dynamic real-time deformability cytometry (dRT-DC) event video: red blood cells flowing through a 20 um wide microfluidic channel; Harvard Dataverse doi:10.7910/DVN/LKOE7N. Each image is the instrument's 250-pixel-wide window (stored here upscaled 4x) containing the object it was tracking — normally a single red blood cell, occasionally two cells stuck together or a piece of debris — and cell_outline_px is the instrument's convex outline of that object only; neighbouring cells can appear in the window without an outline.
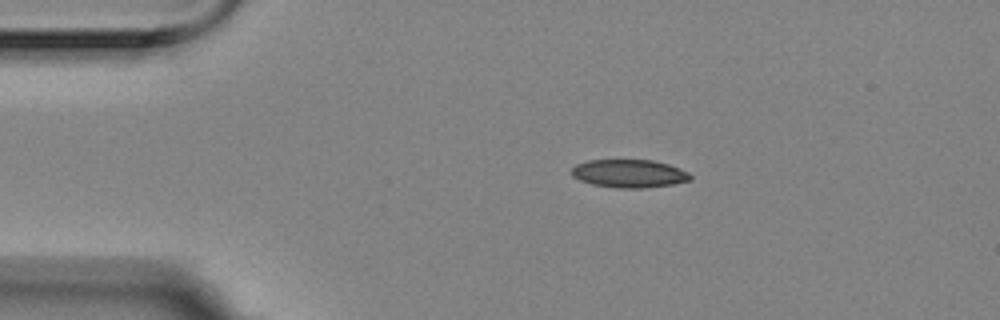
{"species": "Egyptian fruit bat (a non-hibernating species)", "species_latin": "Rousettus aegyptiacus", "temperature_condition": "room temperature", "stored_images_in_passage": 8, "camera_frame_rate_fps": 3000, "um_per_image_px": 0.085, "animal": {"sex": "female"}, "frame": {"image": 1, "passage_image": 1, "time_ms": 0.0, "image_size_px": [1000, 320], "cell_outline_px": [[692, 180], [672, 184], [640, 188], [620, 188], [592, 184], [580, 180], [572, 176], [572, 168], [576, 164], [588, 160], [652, 160], [668, 164], [680, 168], [688, 172], [692, 176]], "centroid_in_image_um": [53.49, 14.74], "position_along_channel_um": 31.5, "area_um2": 19.36}}
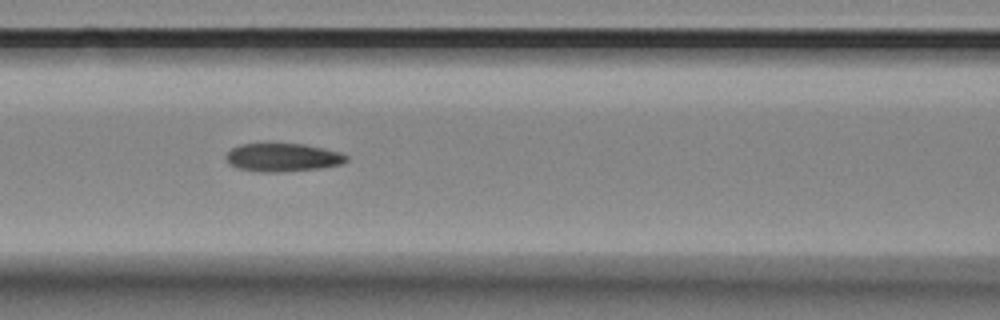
{"frame": {"image": 2, "passage_image": 5, "time_ms": 1.333, "image_size_px": [1000, 320], "cell_outline_px": [[348, 160], [344, 164], [320, 168], [280, 172], [260, 172], [236, 168], [228, 164], [224, 156], [232, 148], [240, 144], [304, 144], [340, 152], [348, 156]], "centroid_in_image_um": [24.02, 13.39], "position_along_channel_um": 142.6, "area_um2": 19.94}}
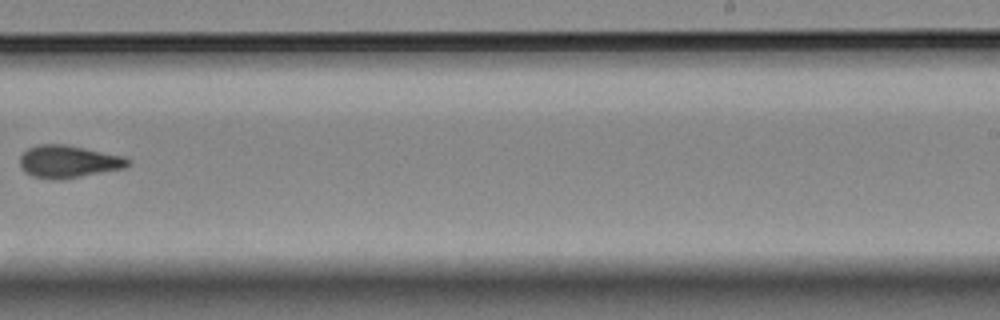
{"frame": {"image": 3, "passage_image": 8, "time_ms": 2.333, "image_size_px": [1000, 320], "cell_outline_px": [[132, 164], [124, 168], [60, 180], [52, 180], [32, 176], [24, 172], [20, 168], [20, 156], [28, 148], [40, 144], [64, 144], [124, 156], [132, 160]], "centroid_in_image_um": [5.82, 13.74], "position_along_channel_um": 283.2, "area_um2": 20.58}}